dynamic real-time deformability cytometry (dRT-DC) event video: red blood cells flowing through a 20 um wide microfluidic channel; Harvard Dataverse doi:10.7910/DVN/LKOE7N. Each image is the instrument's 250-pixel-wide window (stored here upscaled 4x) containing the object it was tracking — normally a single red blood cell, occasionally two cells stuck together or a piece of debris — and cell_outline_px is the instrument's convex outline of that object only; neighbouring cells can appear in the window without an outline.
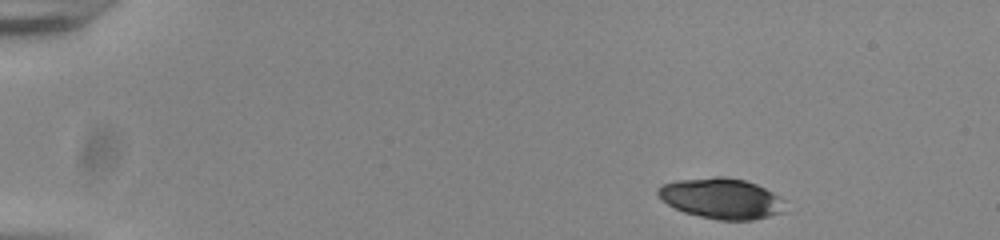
{"species": "common noctule bat (a hibernating species)", "species_latin": "Nyctalus noctula", "temperature_condition": "room temperature", "stored_images_in_passage": 47, "camera_frame_rate_fps": 3000, "um_per_image_px": 0.085, "animal": {"sex": "male", "body_mass_g": 20.0, "forearm_length_mm": 53.3}, "frame": {"image": 1, "passage_image": 1, "time_ms": 0.0, "image_size_px": [1000, 240], "cell_outline_px": [[784, 212], [752, 220], [720, 220], [700, 216], [684, 212], [668, 204], [656, 192], [656, 188], [664, 184], [676, 180], [716, 176], [724, 176], [744, 180], [756, 184], [780, 196], [784, 200]], "centroid_in_image_um": [61.33, 16.86], "position_along_channel_um": 23.7, "area_um2": 29.94}}